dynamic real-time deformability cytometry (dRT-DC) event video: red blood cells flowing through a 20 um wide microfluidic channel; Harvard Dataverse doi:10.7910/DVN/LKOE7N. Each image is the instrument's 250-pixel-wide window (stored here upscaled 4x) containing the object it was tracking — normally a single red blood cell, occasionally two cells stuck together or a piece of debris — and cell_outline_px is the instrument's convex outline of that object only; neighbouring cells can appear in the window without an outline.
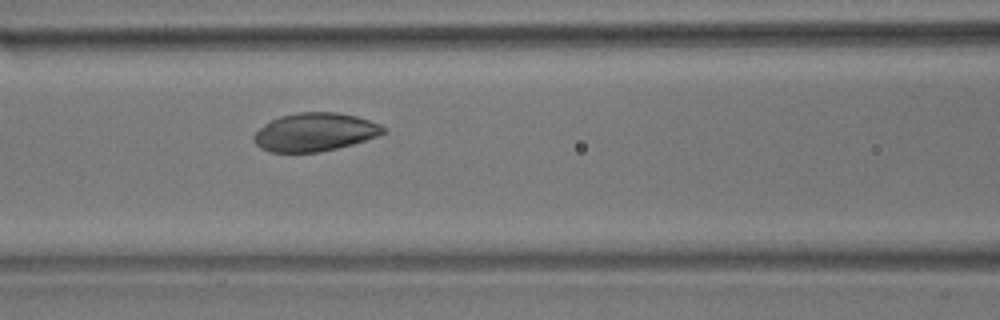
{"species": "common noctule bat (a hibernating species)", "species_latin": "Nyctalus noctula", "temperature_condition": "room temperature", "stored_images_in_passage": 7, "camera_frame_rate_fps": 3000, "um_per_image_px": 0.085, "animal": {"sex": "male", "body_mass_g": 17.9}, "frame": {"image": 1, "passage_image": 7, "time_ms": 2.0, "image_size_px": [1000, 320], "cell_outline_px": [[388, 132], [352, 144], [320, 152], [272, 152], [260, 148], [252, 140], [252, 136], [264, 124], [280, 116], [300, 112], [336, 112], [356, 116], [380, 124], [388, 128]], "centroid_in_image_um": [26.76, 11.23], "position_along_channel_um": 139.8, "area_um2": 28.84}}